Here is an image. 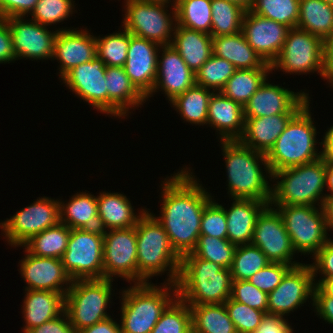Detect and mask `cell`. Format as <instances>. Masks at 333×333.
<instances>
[{"label": "cell", "instance_id": "obj_65", "mask_svg": "<svg viewBox=\"0 0 333 333\" xmlns=\"http://www.w3.org/2000/svg\"><path fill=\"white\" fill-rule=\"evenodd\" d=\"M323 50H333V30L330 35L324 40Z\"/></svg>", "mask_w": 333, "mask_h": 333}, {"label": "cell", "instance_id": "obj_47", "mask_svg": "<svg viewBox=\"0 0 333 333\" xmlns=\"http://www.w3.org/2000/svg\"><path fill=\"white\" fill-rule=\"evenodd\" d=\"M224 304L237 333H255L267 314L234 301L231 297Z\"/></svg>", "mask_w": 333, "mask_h": 333}, {"label": "cell", "instance_id": "obj_62", "mask_svg": "<svg viewBox=\"0 0 333 333\" xmlns=\"http://www.w3.org/2000/svg\"><path fill=\"white\" fill-rule=\"evenodd\" d=\"M315 285L326 295L333 297V278H321Z\"/></svg>", "mask_w": 333, "mask_h": 333}, {"label": "cell", "instance_id": "obj_20", "mask_svg": "<svg viewBox=\"0 0 333 333\" xmlns=\"http://www.w3.org/2000/svg\"><path fill=\"white\" fill-rule=\"evenodd\" d=\"M288 30L283 24L246 10L241 32L261 59L271 65L282 50Z\"/></svg>", "mask_w": 333, "mask_h": 333}, {"label": "cell", "instance_id": "obj_21", "mask_svg": "<svg viewBox=\"0 0 333 333\" xmlns=\"http://www.w3.org/2000/svg\"><path fill=\"white\" fill-rule=\"evenodd\" d=\"M267 80L244 105L245 118L265 117L283 113H298L308 102L307 93H294Z\"/></svg>", "mask_w": 333, "mask_h": 333}, {"label": "cell", "instance_id": "obj_11", "mask_svg": "<svg viewBox=\"0 0 333 333\" xmlns=\"http://www.w3.org/2000/svg\"><path fill=\"white\" fill-rule=\"evenodd\" d=\"M125 2V17L122 22L124 29L134 36L155 42L160 46L171 45L173 41L171 36L174 35L173 31L177 25L175 7L172 8L173 16L171 17L165 9L168 5L140 0H125Z\"/></svg>", "mask_w": 333, "mask_h": 333}, {"label": "cell", "instance_id": "obj_39", "mask_svg": "<svg viewBox=\"0 0 333 333\" xmlns=\"http://www.w3.org/2000/svg\"><path fill=\"white\" fill-rule=\"evenodd\" d=\"M246 10L227 0H211L212 36L239 33L242 30Z\"/></svg>", "mask_w": 333, "mask_h": 333}, {"label": "cell", "instance_id": "obj_29", "mask_svg": "<svg viewBox=\"0 0 333 333\" xmlns=\"http://www.w3.org/2000/svg\"><path fill=\"white\" fill-rule=\"evenodd\" d=\"M23 333L53 320L64 312L65 296L62 293L48 290H25Z\"/></svg>", "mask_w": 333, "mask_h": 333}, {"label": "cell", "instance_id": "obj_33", "mask_svg": "<svg viewBox=\"0 0 333 333\" xmlns=\"http://www.w3.org/2000/svg\"><path fill=\"white\" fill-rule=\"evenodd\" d=\"M60 223L70 229H96L98 223L97 196L88 193H77L65 204L59 200Z\"/></svg>", "mask_w": 333, "mask_h": 333}, {"label": "cell", "instance_id": "obj_32", "mask_svg": "<svg viewBox=\"0 0 333 333\" xmlns=\"http://www.w3.org/2000/svg\"><path fill=\"white\" fill-rule=\"evenodd\" d=\"M212 49L214 55L229 61L236 69L261 68L265 64L242 32L212 36Z\"/></svg>", "mask_w": 333, "mask_h": 333}, {"label": "cell", "instance_id": "obj_57", "mask_svg": "<svg viewBox=\"0 0 333 333\" xmlns=\"http://www.w3.org/2000/svg\"><path fill=\"white\" fill-rule=\"evenodd\" d=\"M279 315L266 314L255 333H293L290 324Z\"/></svg>", "mask_w": 333, "mask_h": 333}, {"label": "cell", "instance_id": "obj_15", "mask_svg": "<svg viewBox=\"0 0 333 333\" xmlns=\"http://www.w3.org/2000/svg\"><path fill=\"white\" fill-rule=\"evenodd\" d=\"M104 278L119 276L137 284V241L135 226L103 231Z\"/></svg>", "mask_w": 333, "mask_h": 333}, {"label": "cell", "instance_id": "obj_52", "mask_svg": "<svg viewBox=\"0 0 333 333\" xmlns=\"http://www.w3.org/2000/svg\"><path fill=\"white\" fill-rule=\"evenodd\" d=\"M313 257L315 261L310 265L314 278L318 272L323 278H333V240L330 238Z\"/></svg>", "mask_w": 333, "mask_h": 333}, {"label": "cell", "instance_id": "obj_41", "mask_svg": "<svg viewBox=\"0 0 333 333\" xmlns=\"http://www.w3.org/2000/svg\"><path fill=\"white\" fill-rule=\"evenodd\" d=\"M150 333H192L190 306L177 296L162 312Z\"/></svg>", "mask_w": 333, "mask_h": 333}, {"label": "cell", "instance_id": "obj_61", "mask_svg": "<svg viewBox=\"0 0 333 333\" xmlns=\"http://www.w3.org/2000/svg\"><path fill=\"white\" fill-rule=\"evenodd\" d=\"M327 230H333V194H327L322 205Z\"/></svg>", "mask_w": 333, "mask_h": 333}, {"label": "cell", "instance_id": "obj_17", "mask_svg": "<svg viewBox=\"0 0 333 333\" xmlns=\"http://www.w3.org/2000/svg\"><path fill=\"white\" fill-rule=\"evenodd\" d=\"M4 20L10 27L16 60L53 58L58 30L49 31L46 26L34 20L25 21L23 17H8Z\"/></svg>", "mask_w": 333, "mask_h": 333}, {"label": "cell", "instance_id": "obj_44", "mask_svg": "<svg viewBox=\"0 0 333 333\" xmlns=\"http://www.w3.org/2000/svg\"><path fill=\"white\" fill-rule=\"evenodd\" d=\"M237 69L229 61L214 54L195 72V83L214 92L221 91Z\"/></svg>", "mask_w": 333, "mask_h": 333}, {"label": "cell", "instance_id": "obj_55", "mask_svg": "<svg viewBox=\"0 0 333 333\" xmlns=\"http://www.w3.org/2000/svg\"><path fill=\"white\" fill-rule=\"evenodd\" d=\"M14 60H16V56L13 50L10 27L4 19H0V63H10Z\"/></svg>", "mask_w": 333, "mask_h": 333}, {"label": "cell", "instance_id": "obj_9", "mask_svg": "<svg viewBox=\"0 0 333 333\" xmlns=\"http://www.w3.org/2000/svg\"><path fill=\"white\" fill-rule=\"evenodd\" d=\"M103 242L100 228L71 229L61 262L72 281L104 279Z\"/></svg>", "mask_w": 333, "mask_h": 333}, {"label": "cell", "instance_id": "obj_31", "mask_svg": "<svg viewBox=\"0 0 333 333\" xmlns=\"http://www.w3.org/2000/svg\"><path fill=\"white\" fill-rule=\"evenodd\" d=\"M171 45L195 73L212 56V35L176 25Z\"/></svg>", "mask_w": 333, "mask_h": 333}, {"label": "cell", "instance_id": "obj_59", "mask_svg": "<svg viewBox=\"0 0 333 333\" xmlns=\"http://www.w3.org/2000/svg\"><path fill=\"white\" fill-rule=\"evenodd\" d=\"M322 144V153L326 162L333 166V126L328 129L323 137Z\"/></svg>", "mask_w": 333, "mask_h": 333}, {"label": "cell", "instance_id": "obj_13", "mask_svg": "<svg viewBox=\"0 0 333 333\" xmlns=\"http://www.w3.org/2000/svg\"><path fill=\"white\" fill-rule=\"evenodd\" d=\"M60 222L59 200L41 197L0 223L7 241L12 246H23L34 235Z\"/></svg>", "mask_w": 333, "mask_h": 333}, {"label": "cell", "instance_id": "obj_4", "mask_svg": "<svg viewBox=\"0 0 333 333\" xmlns=\"http://www.w3.org/2000/svg\"><path fill=\"white\" fill-rule=\"evenodd\" d=\"M137 284L146 283L152 276L169 271L167 283L176 284L181 258L172 248L163 225L146 210L137 224ZM169 267V269H168Z\"/></svg>", "mask_w": 333, "mask_h": 333}, {"label": "cell", "instance_id": "obj_12", "mask_svg": "<svg viewBox=\"0 0 333 333\" xmlns=\"http://www.w3.org/2000/svg\"><path fill=\"white\" fill-rule=\"evenodd\" d=\"M324 41L314 34L299 28H291L287 32L282 50L271 64L288 73L306 74L316 72L322 75Z\"/></svg>", "mask_w": 333, "mask_h": 333}, {"label": "cell", "instance_id": "obj_50", "mask_svg": "<svg viewBox=\"0 0 333 333\" xmlns=\"http://www.w3.org/2000/svg\"><path fill=\"white\" fill-rule=\"evenodd\" d=\"M231 298L251 308L267 313L268 294L248 280H233Z\"/></svg>", "mask_w": 333, "mask_h": 333}, {"label": "cell", "instance_id": "obj_27", "mask_svg": "<svg viewBox=\"0 0 333 333\" xmlns=\"http://www.w3.org/2000/svg\"><path fill=\"white\" fill-rule=\"evenodd\" d=\"M235 200L229 210H225L227 239L234 245L250 244L258 216L269 205L254 199Z\"/></svg>", "mask_w": 333, "mask_h": 333}, {"label": "cell", "instance_id": "obj_63", "mask_svg": "<svg viewBox=\"0 0 333 333\" xmlns=\"http://www.w3.org/2000/svg\"><path fill=\"white\" fill-rule=\"evenodd\" d=\"M326 189L333 194V166L326 162Z\"/></svg>", "mask_w": 333, "mask_h": 333}, {"label": "cell", "instance_id": "obj_22", "mask_svg": "<svg viewBox=\"0 0 333 333\" xmlns=\"http://www.w3.org/2000/svg\"><path fill=\"white\" fill-rule=\"evenodd\" d=\"M25 252L27 254L20 263L21 275L29 285L25 290H48L65 296L72 280L65 272L61 259L39 257L27 250Z\"/></svg>", "mask_w": 333, "mask_h": 333}, {"label": "cell", "instance_id": "obj_25", "mask_svg": "<svg viewBox=\"0 0 333 333\" xmlns=\"http://www.w3.org/2000/svg\"><path fill=\"white\" fill-rule=\"evenodd\" d=\"M207 124L218 130L222 140H238L245 128L244 108L221 91L209 100Z\"/></svg>", "mask_w": 333, "mask_h": 333}, {"label": "cell", "instance_id": "obj_43", "mask_svg": "<svg viewBox=\"0 0 333 333\" xmlns=\"http://www.w3.org/2000/svg\"><path fill=\"white\" fill-rule=\"evenodd\" d=\"M300 0H254L250 11L287 26L296 28Z\"/></svg>", "mask_w": 333, "mask_h": 333}, {"label": "cell", "instance_id": "obj_5", "mask_svg": "<svg viewBox=\"0 0 333 333\" xmlns=\"http://www.w3.org/2000/svg\"><path fill=\"white\" fill-rule=\"evenodd\" d=\"M308 102L287 124L275 144L266 154L272 173L314 162L323 157L317 153L316 127L313 124Z\"/></svg>", "mask_w": 333, "mask_h": 333}, {"label": "cell", "instance_id": "obj_49", "mask_svg": "<svg viewBox=\"0 0 333 333\" xmlns=\"http://www.w3.org/2000/svg\"><path fill=\"white\" fill-rule=\"evenodd\" d=\"M200 235L227 239L225 208L214 200H211L204 208L200 223Z\"/></svg>", "mask_w": 333, "mask_h": 333}, {"label": "cell", "instance_id": "obj_24", "mask_svg": "<svg viewBox=\"0 0 333 333\" xmlns=\"http://www.w3.org/2000/svg\"><path fill=\"white\" fill-rule=\"evenodd\" d=\"M84 30H58L54 42L53 59L61 63L59 78L73 67L89 62L97 56L96 37L88 33L86 29Z\"/></svg>", "mask_w": 333, "mask_h": 333}, {"label": "cell", "instance_id": "obj_35", "mask_svg": "<svg viewBox=\"0 0 333 333\" xmlns=\"http://www.w3.org/2000/svg\"><path fill=\"white\" fill-rule=\"evenodd\" d=\"M272 72L271 65L265 63L261 68L237 69L228 79L221 92L244 107L251 96L267 80V74Z\"/></svg>", "mask_w": 333, "mask_h": 333}, {"label": "cell", "instance_id": "obj_36", "mask_svg": "<svg viewBox=\"0 0 333 333\" xmlns=\"http://www.w3.org/2000/svg\"><path fill=\"white\" fill-rule=\"evenodd\" d=\"M192 333H237L225 304L189 305Z\"/></svg>", "mask_w": 333, "mask_h": 333}, {"label": "cell", "instance_id": "obj_51", "mask_svg": "<svg viewBox=\"0 0 333 333\" xmlns=\"http://www.w3.org/2000/svg\"><path fill=\"white\" fill-rule=\"evenodd\" d=\"M292 265L270 262L267 266L256 272L248 281L269 294L282 281L285 274L292 268Z\"/></svg>", "mask_w": 333, "mask_h": 333}, {"label": "cell", "instance_id": "obj_23", "mask_svg": "<svg viewBox=\"0 0 333 333\" xmlns=\"http://www.w3.org/2000/svg\"><path fill=\"white\" fill-rule=\"evenodd\" d=\"M161 48L163 53L161 59L158 56L157 75L150 95L161 88L168 100L172 101L196 84L195 73L172 45L161 46Z\"/></svg>", "mask_w": 333, "mask_h": 333}, {"label": "cell", "instance_id": "obj_28", "mask_svg": "<svg viewBox=\"0 0 333 333\" xmlns=\"http://www.w3.org/2000/svg\"><path fill=\"white\" fill-rule=\"evenodd\" d=\"M105 82L108 92V114L125 117L129 108L142 105L146 98L135 88L124 67L106 66Z\"/></svg>", "mask_w": 333, "mask_h": 333}, {"label": "cell", "instance_id": "obj_34", "mask_svg": "<svg viewBox=\"0 0 333 333\" xmlns=\"http://www.w3.org/2000/svg\"><path fill=\"white\" fill-rule=\"evenodd\" d=\"M297 28L324 41L333 30V6L324 0H300Z\"/></svg>", "mask_w": 333, "mask_h": 333}, {"label": "cell", "instance_id": "obj_67", "mask_svg": "<svg viewBox=\"0 0 333 333\" xmlns=\"http://www.w3.org/2000/svg\"><path fill=\"white\" fill-rule=\"evenodd\" d=\"M327 4H330L331 6H333V0H324Z\"/></svg>", "mask_w": 333, "mask_h": 333}, {"label": "cell", "instance_id": "obj_45", "mask_svg": "<svg viewBox=\"0 0 333 333\" xmlns=\"http://www.w3.org/2000/svg\"><path fill=\"white\" fill-rule=\"evenodd\" d=\"M236 245L228 239H220L207 235H200L194 250V256L214 262L223 268L230 269Z\"/></svg>", "mask_w": 333, "mask_h": 333}, {"label": "cell", "instance_id": "obj_14", "mask_svg": "<svg viewBox=\"0 0 333 333\" xmlns=\"http://www.w3.org/2000/svg\"><path fill=\"white\" fill-rule=\"evenodd\" d=\"M268 205L258 216L251 244L257 246L273 263L298 266L295 252L279 211Z\"/></svg>", "mask_w": 333, "mask_h": 333}, {"label": "cell", "instance_id": "obj_56", "mask_svg": "<svg viewBox=\"0 0 333 333\" xmlns=\"http://www.w3.org/2000/svg\"><path fill=\"white\" fill-rule=\"evenodd\" d=\"M313 306L315 311L328 323L333 325V297L326 296L316 285L314 288Z\"/></svg>", "mask_w": 333, "mask_h": 333}, {"label": "cell", "instance_id": "obj_2", "mask_svg": "<svg viewBox=\"0 0 333 333\" xmlns=\"http://www.w3.org/2000/svg\"><path fill=\"white\" fill-rule=\"evenodd\" d=\"M223 156L228 176V194L233 199H254L270 203L272 187L260 165L272 177L266 155L254 151L239 140H222ZM262 163V164H259Z\"/></svg>", "mask_w": 333, "mask_h": 333}, {"label": "cell", "instance_id": "obj_8", "mask_svg": "<svg viewBox=\"0 0 333 333\" xmlns=\"http://www.w3.org/2000/svg\"><path fill=\"white\" fill-rule=\"evenodd\" d=\"M111 279L72 281L65 295V309L70 323L79 331L110 317L105 311L111 299Z\"/></svg>", "mask_w": 333, "mask_h": 333}, {"label": "cell", "instance_id": "obj_19", "mask_svg": "<svg viewBox=\"0 0 333 333\" xmlns=\"http://www.w3.org/2000/svg\"><path fill=\"white\" fill-rule=\"evenodd\" d=\"M159 44L132 35L129 32L127 59L124 64L125 73L135 88L148 99L154 89L157 75ZM159 49V50H158Z\"/></svg>", "mask_w": 333, "mask_h": 333}, {"label": "cell", "instance_id": "obj_37", "mask_svg": "<svg viewBox=\"0 0 333 333\" xmlns=\"http://www.w3.org/2000/svg\"><path fill=\"white\" fill-rule=\"evenodd\" d=\"M71 229L63 223L34 235L23 246L32 255L61 259L67 249Z\"/></svg>", "mask_w": 333, "mask_h": 333}, {"label": "cell", "instance_id": "obj_46", "mask_svg": "<svg viewBox=\"0 0 333 333\" xmlns=\"http://www.w3.org/2000/svg\"><path fill=\"white\" fill-rule=\"evenodd\" d=\"M129 32L124 29L103 38L96 37V53L106 66L123 67L127 59Z\"/></svg>", "mask_w": 333, "mask_h": 333}, {"label": "cell", "instance_id": "obj_7", "mask_svg": "<svg viewBox=\"0 0 333 333\" xmlns=\"http://www.w3.org/2000/svg\"><path fill=\"white\" fill-rule=\"evenodd\" d=\"M272 185L269 205H311L322 207L327 194L323 196L326 186V160L324 157L296 167L286 168L272 173ZM321 199V200H320ZM320 201V202H318ZM321 204V205H319Z\"/></svg>", "mask_w": 333, "mask_h": 333}, {"label": "cell", "instance_id": "obj_26", "mask_svg": "<svg viewBox=\"0 0 333 333\" xmlns=\"http://www.w3.org/2000/svg\"><path fill=\"white\" fill-rule=\"evenodd\" d=\"M296 114L283 113L269 117L245 118L244 132L238 140L254 151L266 155Z\"/></svg>", "mask_w": 333, "mask_h": 333}, {"label": "cell", "instance_id": "obj_42", "mask_svg": "<svg viewBox=\"0 0 333 333\" xmlns=\"http://www.w3.org/2000/svg\"><path fill=\"white\" fill-rule=\"evenodd\" d=\"M269 263V259L257 246L251 243L239 245L230 267L232 280H248Z\"/></svg>", "mask_w": 333, "mask_h": 333}, {"label": "cell", "instance_id": "obj_18", "mask_svg": "<svg viewBox=\"0 0 333 333\" xmlns=\"http://www.w3.org/2000/svg\"><path fill=\"white\" fill-rule=\"evenodd\" d=\"M105 75L106 65L96 56L89 62L73 67L61 79L80 99L90 103L100 112L108 114Z\"/></svg>", "mask_w": 333, "mask_h": 333}, {"label": "cell", "instance_id": "obj_10", "mask_svg": "<svg viewBox=\"0 0 333 333\" xmlns=\"http://www.w3.org/2000/svg\"><path fill=\"white\" fill-rule=\"evenodd\" d=\"M295 252L313 256L330 239L322 207L277 205ZM319 208V209H318Z\"/></svg>", "mask_w": 333, "mask_h": 333}, {"label": "cell", "instance_id": "obj_48", "mask_svg": "<svg viewBox=\"0 0 333 333\" xmlns=\"http://www.w3.org/2000/svg\"><path fill=\"white\" fill-rule=\"evenodd\" d=\"M73 0H38L31 12V20L48 26L60 23L70 17L74 9ZM73 3V4H72Z\"/></svg>", "mask_w": 333, "mask_h": 333}, {"label": "cell", "instance_id": "obj_30", "mask_svg": "<svg viewBox=\"0 0 333 333\" xmlns=\"http://www.w3.org/2000/svg\"><path fill=\"white\" fill-rule=\"evenodd\" d=\"M98 223L102 231L130 228L137 224L142 214L135 215L133 207L127 197L121 193H100L97 196Z\"/></svg>", "mask_w": 333, "mask_h": 333}, {"label": "cell", "instance_id": "obj_60", "mask_svg": "<svg viewBox=\"0 0 333 333\" xmlns=\"http://www.w3.org/2000/svg\"><path fill=\"white\" fill-rule=\"evenodd\" d=\"M333 87V50H323L322 75Z\"/></svg>", "mask_w": 333, "mask_h": 333}, {"label": "cell", "instance_id": "obj_54", "mask_svg": "<svg viewBox=\"0 0 333 333\" xmlns=\"http://www.w3.org/2000/svg\"><path fill=\"white\" fill-rule=\"evenodd\" d=\"M27 333H77L70 323L68 315L64 311L61 315L30 329Z\"/></svg>", "mask_w": 333, "mask_h": 333}, {"label": "cell", "instance_id": "obj_58", "mask_svg": "<svg viewBox=\"0 0 333 333\" xmlns=\"http://www.w3.org/2000/svg\"><path fill=\"white\" fill-rule=\"evenodd\" d=\"M116 322L117 321H114L110 316L107 319L94 324L93 326H89L77 331V333H122L120 324Z\"/></svg>", "mask_w": 333, "mask_h": 333}, {"label": "cell", "instance_id": "obj_38", "mask_svg": "<svg viewBox=\"0 0 333 333\" xmlns=\"http://www.w3.org/2000/svg\"><path fill=\"white\" fill-rule=\"evenodd\" d=\"M213 90L194 85L176 96L170 103L176 108L183 120L192 124L207 125L208 106Z\"/></svg>", "mask_w": 333, "mask_h": 333}, {"label": "cell", "instance_id": "obj_16", "mask_svg": "<svg viewBox=\"0 0 333 333\" xmlns=\"http://www.w3.org/2000/svg\"><path fill=\"white\" fill-rule=\"evenodd\" d=\"M314 274L310 264L292 267L281 283L268 294L267 314L287 315L311 298L315 288Z\"/></svg>", "mask_w": 333, "mask_h": 333}, {"label": "cell", "instance_id": "obj_40", "mask_svg": "<svg viewBox=\"0 0 333 333\" xmlns=\"http://www.w3.org/2000/svg\"><path fill=\"white\" fill-rule=\"evenodd\" d=\"M177 25L211 35V0H178Z\"/></svg>", "mask_w": 333, "mask_h": 333}, {"label": "cell", "instance_id": "obj_6", "mask_svg": "<svg viewBox=\"0 0 333 333\" xmlns=\"http://www.w3.org/2000/svg\"><path fill=\"white\" fill-rule=\"evenodd\" d=\"M163 285L162 289L161 286H154L151 282L134 284L122 292L120 324L122 333L152 331L162 312L177 297L176 284L166 282Z\"/></svg>", "mask_w": 333, "mask_h": 333}, {"label": "cell", "instance_id": "obj_3", "mask_svg": "<svg viewBox=\"0 0 333 333\" xmlns=\"http://www.w3.org/2000/svg\"><path fill=\"white\" fill-rule=\"evenodd\" d=\"M232 281L230 269L189 253L181 258L177 296L188 305L222 304L231 297Z\"/></svg>", "mask_w": 333, "mask_h": 333}, {"label": "cell", "instance_id": "obj_64", "mask_svg": "<svg viewBox=\"0 0 333 333\" xmlns=\"http://www.w3.org/2000/svg\"><path fill=\"white\" fill-rule=\"evenodd\" d=\"M227 1L237 3L238 5L243 7L245 10H250V8L254 2V0H227Z\"/></svg>", "mask_w": 333, "mask_h": 333}, {"label": "cell", "instance_id": "obj_1", "mask_svg": "<svg viewBox=\"0 0 333 333\" xmlns=\"http://www.w3.org/2000/svg\"><path fill=\"white\" fill-rule=\"evenodd\" d=\"M161 186V215L156 218L163 225L172 248L182 258L197 244L201 217L212 196L197 183L187 167L165 178Z\"/></svg>", "mask_w": 333, "mask_h": 333}, {"label": "cell", "instance_id": "obj_66", "mask_svg": "<svg viewBox=\"0 0 333 333\" xmlns=\"http://www.w3.org/2000/svg\"><path fill=\"white\" fill-rule=\"evenodd\" d=\"M140 1L155 3V4H164V5H167V4H169V2H171V0H140ZM173 1L174 2H173V4H171V6L173 5L172 7H176L178 0H173Z\"/></svg>", "mask_w": 333, "mask_h": 333}, {"label": "cell", "instance_id": "obj_53", "mask_svg": "<svg viewBox=\"0 0 333 333\" xmlns=\"http://www.w3.org/2000/svg\"><path fill=\"white\" fill-rule=\"evenodd\" d=\"M38 0H0V19L25 17L34 10Z\"/></svg>", "mask_w": 333, "mask_h": 333}]
</instances>
